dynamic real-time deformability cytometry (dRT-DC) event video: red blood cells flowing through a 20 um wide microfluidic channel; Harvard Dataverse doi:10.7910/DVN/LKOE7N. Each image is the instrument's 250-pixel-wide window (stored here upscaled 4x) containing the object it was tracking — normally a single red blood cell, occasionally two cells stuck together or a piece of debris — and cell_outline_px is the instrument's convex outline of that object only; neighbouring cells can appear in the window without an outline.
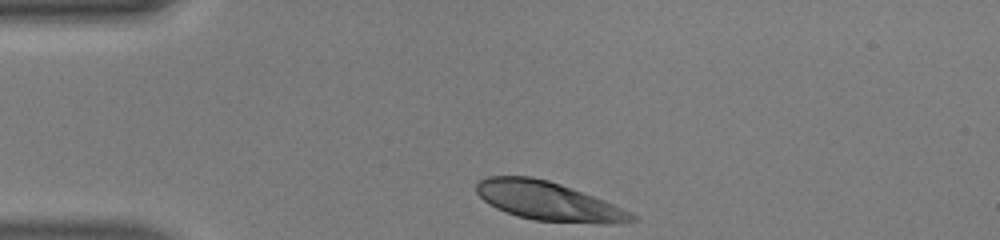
{"species": "human", "species_latin": "Homo sapiens", "temperature_condition": "warm", "stored_images_in_passage": 30, "camera_frame_rate_fps": 3000, "um_per_image_px": 0.085, "donor": {"sex": "male"}, "frame": {"image": 1, "passage_image": 1, "time_ms": 0.0, "image_size_px": [1000, 240], "cell_outline_px": [[636, 220], [600, 224], [532, 220], [516, 216], [496, 208], [488, 204], [476, 192], [476, 184], [480, 180], [488, 176], [532, 176], [548, 180], [560, 184], [592, 196], [612, 204], [636, 216]], "centroid_in_image_um": [46.52, 17.09], "position_along_channel_um": 38.5, "area_um2": 34.62}}
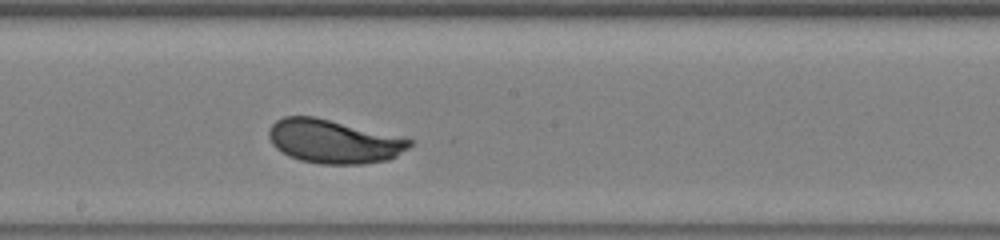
{"frame": {"image": 2, "passage_image": 17, "time_ms": 5.333, "image_size_px": [1000, 240], "cell_outline_px": [[412, 144], [408, 148], [396, 156], [388, 160], [364, 164], [320, 164], [300, 160], [288, 156], [276, 148], [272, 144], [268, 136], [268, 128], [276, 120], [284, 116], [316, 116], [404, 136], [412, 140]], "centroid_in_image_um": [28.38, 12.01], "position_along_channel_um": 219.8, "area_um2": 36.41}}
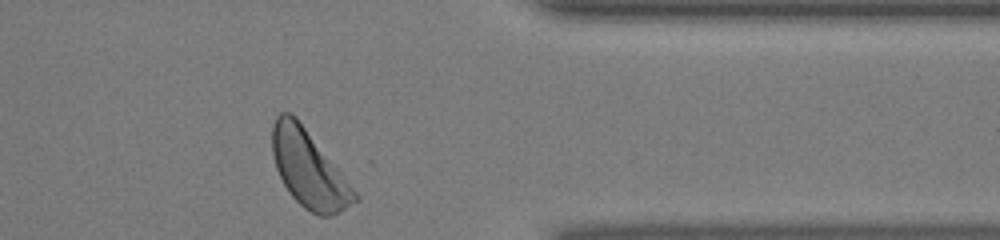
{"frame": {"image": 3, "passage_image": 30, "time_ms": 9.667, "image_size_px": [1000, 240], "cell_outline_px": [[360, 200], [328, 216], [320, 216], [304, 208], [292, 196], [284, 184], [276, 168], [272, 152], [272, 124], [276, 116], [280, 112], [292, 112], [296, 116], [360, 196]], "centroid_in_image_um": [26.23, 14.34], "position_along_channel_um": 385.2, "area_um2": 36.47}, "authors_computed_cell_mechanics": {"area_um2": 35.836, "velocity_mm_per_s": 4.1141, "shape_relaxation_time_tau1_ms": 1.8138, "shape_relaxation_time_tau2_ms": null, "deformation_change_tau1": 0.1414, "deformation_change_tau2": null}}